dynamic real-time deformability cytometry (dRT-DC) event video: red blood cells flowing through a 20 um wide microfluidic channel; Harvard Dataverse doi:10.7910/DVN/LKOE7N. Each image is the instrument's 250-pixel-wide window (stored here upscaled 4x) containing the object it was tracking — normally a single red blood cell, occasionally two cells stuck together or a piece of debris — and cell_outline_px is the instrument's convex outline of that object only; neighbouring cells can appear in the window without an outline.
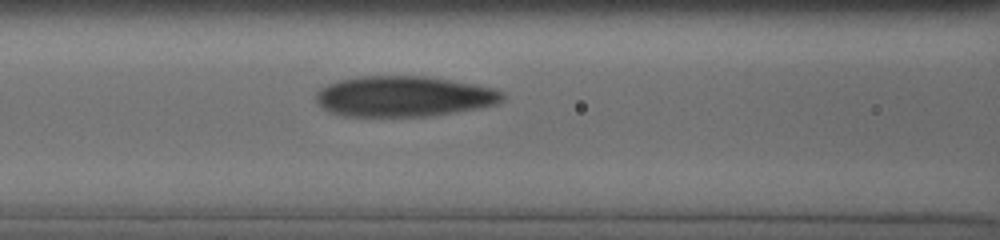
{"species": "human", "species_latin": "Homo sapiens", "temperature_condition": "cold", "stored_images_in_passage": 7, "segment_of_instrument_passage": [1, 2], "camera_frame_rate_fps": 3000, "um_per_image_px": 0.085, "donor": {"sex": "male"}, "frame": {"image": 1, "passage_image": 6, "time_ms": 3.667, "image_size_px": [1000, 240], "cell_outline_px": [[504, 100], [496, 104], [456, 112], [428, 116], [344, 116], [332, 112], [324, 108], [316, 100], [316, 92], [320, 88], [336, 80], [360, 76], [424, 76], [476, 84], [496, 88], [504, 92]], "centroid_in_image_um": [34.34, 8.18], "position_along_channel_um": 132.3, "area_um2": 44.16}}